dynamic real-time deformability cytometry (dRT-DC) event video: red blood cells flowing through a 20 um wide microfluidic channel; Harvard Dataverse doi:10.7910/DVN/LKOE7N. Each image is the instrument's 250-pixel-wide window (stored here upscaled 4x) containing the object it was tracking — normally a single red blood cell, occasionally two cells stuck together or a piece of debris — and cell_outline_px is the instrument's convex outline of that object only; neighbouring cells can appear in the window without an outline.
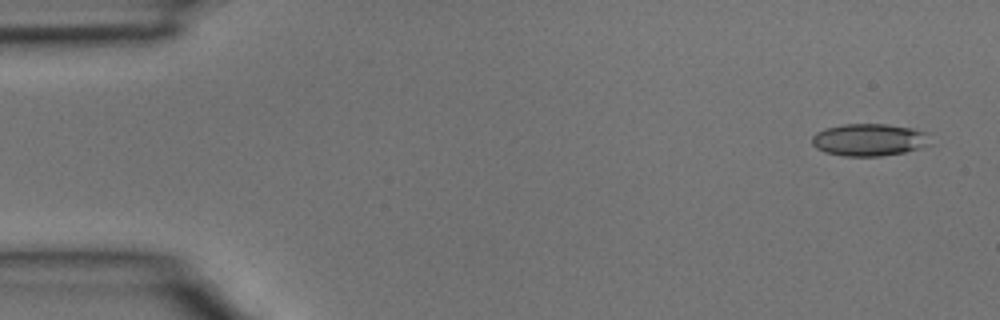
{"species": "common noctule bat (a hibernating species)", "species_latin": "Nyctalus noctula", "temperature_condition": "room temperature", "stored_images_in_passage": 3, "camera_frame_rate_fps": 3000, "um_per_image_px": 0.085, "animal": {"sex": "male", "body_mass_g": 15.6}, "frame": {"image": 1, "passage_image": 1, "time_ms": 0.0, "image_size_px": [1000, 320], "cell_outline_px": [[932, 144], [904, 152], [880, 156], [844, 156], [824, 152], [816, 148], [812, 144], [812, 136], [816, 132], [828, 128], [844, 124], [884, 124], [912, 128], [928, 132]], "centroid_in_image_um": [73.9, 11.88], "position_along_channel_um": 11.1, "area_um2": 22.31}}
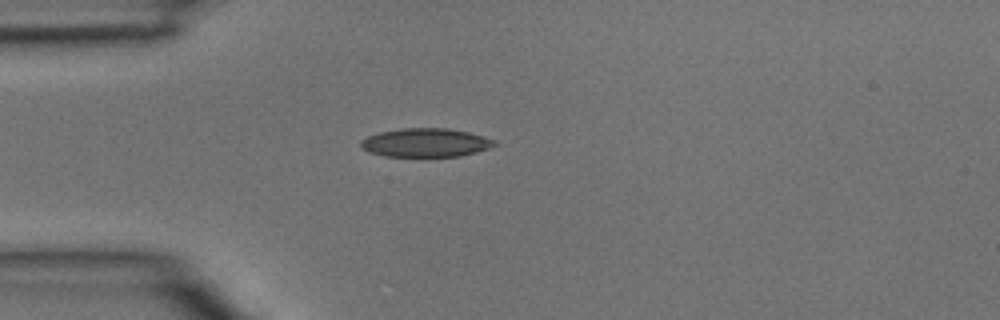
{"frame": {"image": 2, "passage_image": 3, "time_ms": 0.667, "image_size_px": [1000, 320], "cell_outline_px": [[500, 144], [476, 152], [460, 156], [384, 156], [368, 152], [360, 144], [360, 140], [368, 136], [380, 132], [400, 128], [448, 128], [468, 132], [484, 136], [496, 140]], "centroid_in_image_um": [36.21, 12.12], "position_along_channel_um": 48.8, "area_um2": 22.37}}